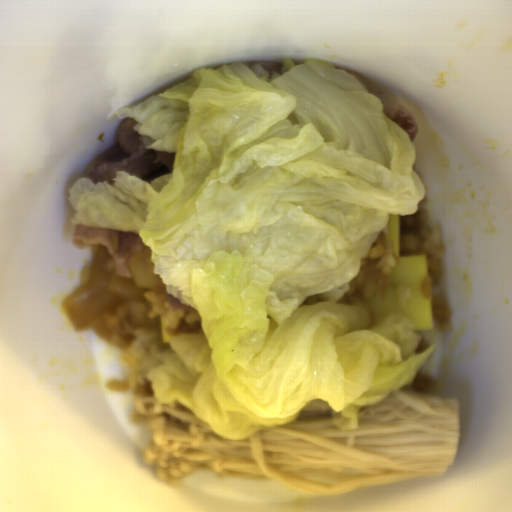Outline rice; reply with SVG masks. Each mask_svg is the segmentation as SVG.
<instances>
[{
	"label": "rice",
	"instance_id": "obj_5",
	"mask_svg": "<svg viewBox=\"0 0 512 512\" xmlns=\"http://www.w3.org/2000/svg\"><path fill=\"white\" fill-rule=\"evenodd\" d=\"M435 383L432 378L416 372L411 382L399 387L433 397Z\"/></svg>",
	"mask_w": 512,
	"mask_h": 512
},
{
	"label": "rice",
	"instance_id": "obj_1",
	"mask_svg": "<svg viewBox=\"0 0 512 512\" xmlns=\"http://www.w3.org/2000/svg\"><path fill=\"white\" fill-rule=\"evenodd\" d=\"M161 321L173 335L202 329L198 311L190 303L154 286L141 301L124 302L88 324L95 334L116 345L129 367L126 381H109L111 390H131L136 397L154 396L148 374L163 342Z\"/></svg>",
	"mask_w": 512,
	"mask_h": 512
},
{
	"label": "rice",
	"instance_id": "obj_3",
	"mask_svg": "<svg viewBox=\"0 0 512 512\" xmlns=\"http://www.w3.org/2000/svg\"><path fill=\"white\" fill-rule=\"evenodd\" d=\"M440 226L429 224L413 234H400L401 255H425L428 277L423 280L422 291L429 298L433 325L440 331H447L451 325V309L435 286L441 281L443 269L440 265L442 249L439 245Z\"/></svg>",
	"mask_w": 512,
	"mask_h": 512
},
{
	"label": "rice",
	"instance_id": "obj_4",
	"mask_svg": "<svg viewBox=\"0 0 512 512\" xmlns=\"http://www.w3.org/2000/svg\"><path fill=\"white\" fill-rule=\"evenodd\" d=\"M91 247L94 253V262L80 272L78 279L80 288L89 284L100 273L111 272L113 274H119L116 269L113 254L102 242L92 243Z\"/></svg>",
	"mask_w": 512,
	"mask_h": 512
},
{
	"label": "rice",
	"instance_id": "obj_2",
	"mask_svg": "<svg viewBox=\"0 0 512 512\" xmlns=\"http://www.w3.org/2000/svg\"><path fill=\"white\" fill-rule=\"evenodd\" d=\"M388 234L390 232L386 223L384 230L361 258L359 271L352 282L344 287L310 296L304 300L303 305L311 306L318 302H343L364 308L369 314L371 311L369 300L379 289L368 269L366 259H377L378 267L387 276L398 265V257H396L393 244L387 239Z\"/></svg>",
	"mask_w": 512,
	"mask_h": 512
}]
</instances>
